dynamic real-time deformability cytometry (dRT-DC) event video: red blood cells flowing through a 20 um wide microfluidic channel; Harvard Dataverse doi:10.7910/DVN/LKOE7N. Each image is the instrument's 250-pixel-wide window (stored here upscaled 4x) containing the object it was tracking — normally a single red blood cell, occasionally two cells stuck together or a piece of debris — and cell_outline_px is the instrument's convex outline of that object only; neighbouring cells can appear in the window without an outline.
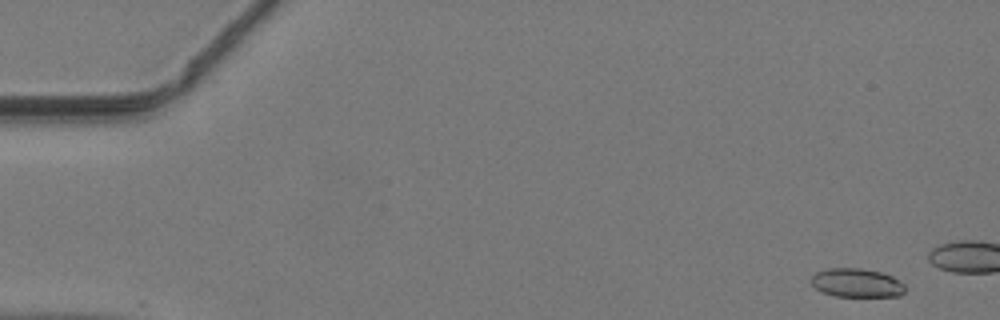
{"species": "common noctule bat (a hibernating species)", "species_latin": "Nyctalus noctula", "temperature_condition": "warm", "stored_images_in_passage": 12, "camera_frame_rate_fps": 3000, "um_per_image_px": 0.085, "animal": {"sex": "male", "body_mass_g": 19.2, "forearm_length_mm": 51.8}, "frame": {"image": 1, "passage_image": 1, "time_ms": 0.0, "image_size_px": [1000, 320], "cell_outline_px": [[904, 292], [900, 296], [832, 296], [820, 292], [812, 284], [812, 276], [816, 272], [828, 268], [860, 268], [880, 272], [892, 276], [904, 284]], "centroid_in_image_um": [72.8, 24.05], "position_along_channel_um": 12.2, "area_um2": 15.72}}